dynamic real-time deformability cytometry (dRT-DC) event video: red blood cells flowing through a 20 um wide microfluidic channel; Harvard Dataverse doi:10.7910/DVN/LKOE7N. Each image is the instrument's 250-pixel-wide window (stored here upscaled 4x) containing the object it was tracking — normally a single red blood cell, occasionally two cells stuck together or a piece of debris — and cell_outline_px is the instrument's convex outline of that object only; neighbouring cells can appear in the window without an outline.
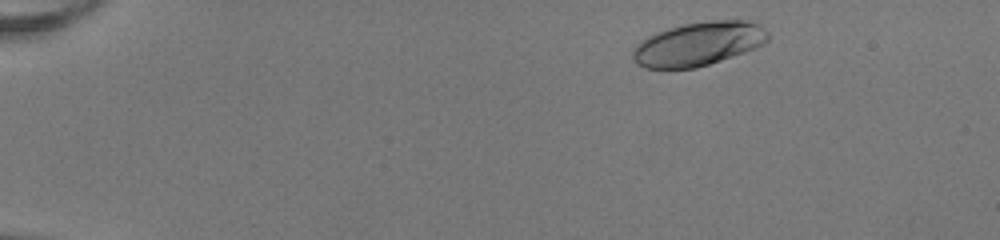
{"species": "human", "species_latin": "Homo sapiens", "temperature_condition": "room temperature", "stored_images_in_passage": 47, "camera_frame_rate_fps": 3000, "um_per_image_px": 0.085, "donor": {"sex": "female"}, "frame": {"image": 1, "passage_image": 3, "time_ms": 0.667, "image_size_px": [1000, 240], "cell_outline_px": [[768, 40], [764, 44], [756, 48], [696, 68], [644, 68], [636, 64], [632, 56], [632, 52], [636, 44], [640, 40], [656, 32], [668, 28], [684, 24], [712, 20], [748, 20], [760, 24], [768, 32]], "centroid_in_image_um": [59.36, 3.72], "position_along_channel_um": 25.6, "area_um2": 34.56}}
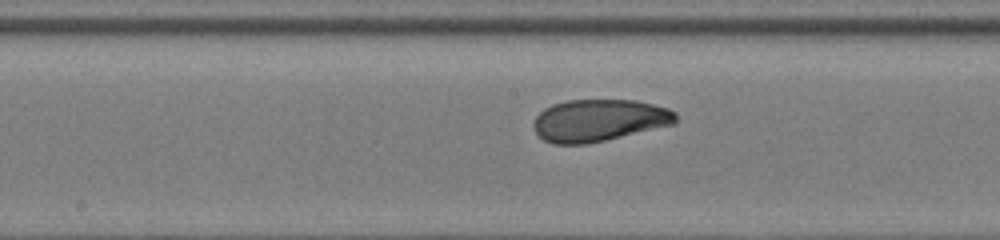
{"frame": {"image": 2, "passage_image": 24, "time_ms": 7.667, "image_size_px": [1000, 240], "cell_outline_px": [[676, 124], [604, 140], [584, 144], [552, 144], [544, 140], [536, 132], [532, 124], [536, 116], [544, 108], [552, 104], [568, 100], [636, 100], [668, 108], [676, 112]], "centroid_in_image_um": [50.91, 10.22], "position_along_channel_um": 197.3, "area_um2": 34.85}}
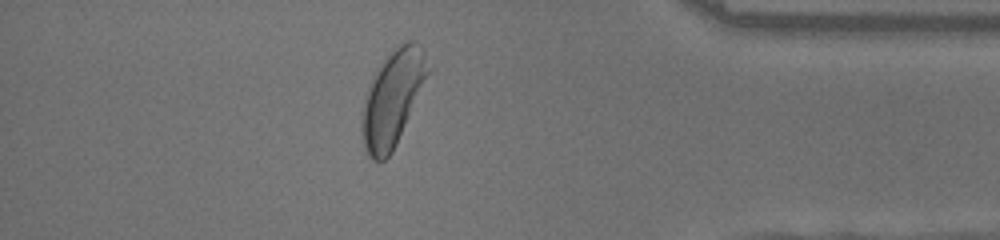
{"frame": {"image": 3, "passage_image": 41, "time_ms": 13.333, "image_size_px": [1000, 240], "cell_outline_px": [[432, 68], [396, 144], [392, 152], [384, 160], [372, 160], [368, 156], [364, 148], [360, 132], [360, 124], [364, 100], [368, 84], [376, 68], [388, 52], [400, 44], [408, 40], [412, 40], [420, 44], [424, 48]], "centroid_in_image_um": [33.37, 8.29], "position_along_channel_um": 401.8, "area_um2": 37.4}, "authors_computed_cell_mechanics": {"area_um2": 35.0846, "velocity_mm_per_s": 4.0368, "shape_relaxation_time_tau1_ms": 4.0442, "shape_relaxation_time_tau2_ms": 1.5369, "deformation_change_tau1": 0.1629, "deformation_change_tau2": 0.0652}}